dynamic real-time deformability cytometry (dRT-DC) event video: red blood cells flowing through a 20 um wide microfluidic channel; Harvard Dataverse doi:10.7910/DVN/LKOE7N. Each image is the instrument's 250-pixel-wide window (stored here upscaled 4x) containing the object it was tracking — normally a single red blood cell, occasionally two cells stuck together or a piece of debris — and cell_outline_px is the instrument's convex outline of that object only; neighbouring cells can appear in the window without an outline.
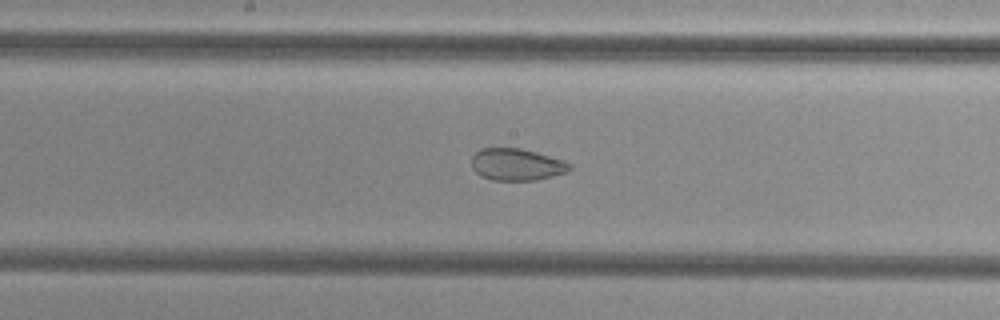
{"species": "common noctule bat (a hibernating species)", "species_latin": "Nyctalus noctula", "temperature_condition": "cold", "stored_images_in_passage": 53, "segment_of_instrument_passage": [2, 2], "camera_frame_rate_fps": 3000, "um_per_image_px": 0.085, "animal": {"sex": "female", "body_mass_g": 29.2, "forearm_length_mm": 56.3}, "frame": {"image": 1, "passage_image": 28, "time_ms": 9.0, "image_size_px": [1000, 320], "cell_outline_px": [[572, 168], [568, 172], [536, 180], [492, 180], [480, 176], [472, 168], [472, 156], [480, 148], [520, 148], [536, 152], [572, 164]], "centroid_in_image_um": [43.89, 13.99], "position_along_channel_um": 204.3, "area_um2": 18.21}}
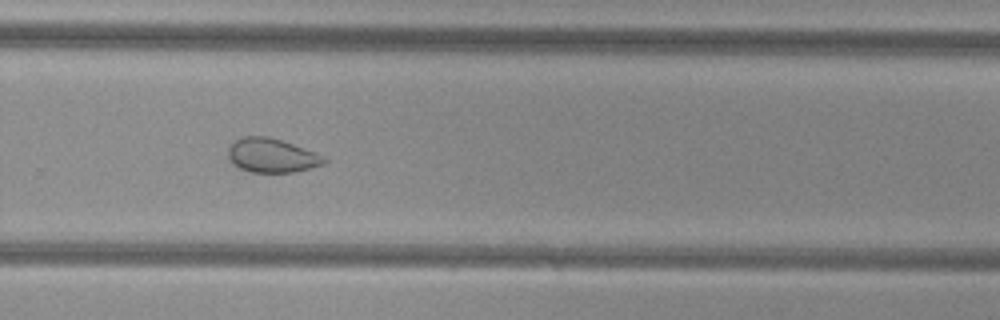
{"frame": {"image": 2, "passage_image": 36, "time_ms": 11.667, "image_size_px": [1000, 320], "cell_outline_px": [[328, 160], [324, 164], [292, 172], [248, 172], [232, 164], [228, 160], [228, 148], [236, 140], [244, 136], [268, 136], [316, 152]], "centroid_in_image_um": [23.07, 13.22], "position_along_channel_um": 306.7, "area_um2": 18.96}}
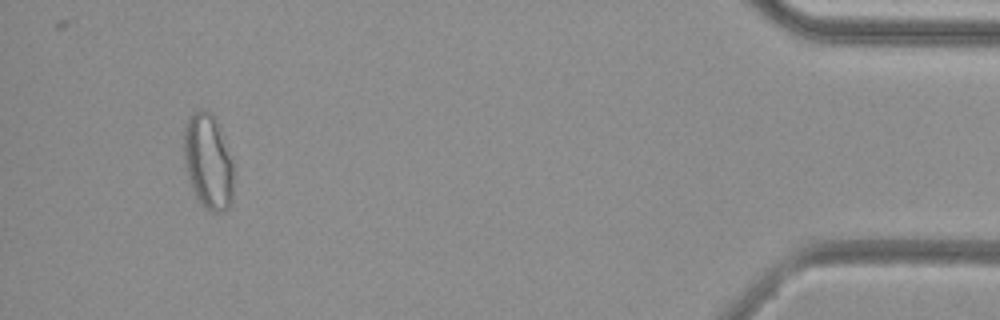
{"frame": {"image": 3, "passage_image": 50, "time_ms": 16.333, "image_size_px": [1000, 320], "cell_outline_px": [[232, 200], [228, 208], [224, 212], [208, 212], [196, 200], [184, 164], [184, 124], [192, 112], [200, 108], [212, 112], [216, 116], [220, 124], [232, 164]], "centroid_in_image_um": [17.67, 13.71], "position_along_channel_um": 417.5, "area_um2": 28.15}}